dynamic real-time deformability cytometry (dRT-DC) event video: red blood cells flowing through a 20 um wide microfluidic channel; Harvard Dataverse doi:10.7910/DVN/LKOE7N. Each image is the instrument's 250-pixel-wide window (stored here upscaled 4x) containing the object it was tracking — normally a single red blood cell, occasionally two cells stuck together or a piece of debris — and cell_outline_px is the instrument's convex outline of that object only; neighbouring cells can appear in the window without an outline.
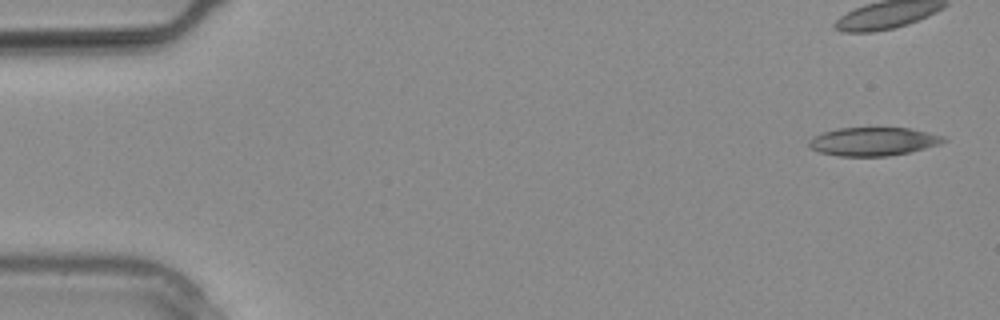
{"species": "common noctule bat (a hibernating species)", "species_latin": "Nyctalus noctula", "temperature_condition": "warm", "stored_images_in_passage": 8, "camera_frame_rate_fps": 3000, "um_per_image_px": 0.085, "animal": {"sex": "male", "body_mass_g": 20.4}, "frame": {"image": 1, "passage_image": 1, "time_ms": 0.0, "image_size_px": [1000, 320], "cell_outline_px": [[948, 140], [940, 144], [908, 152], [888, 156], [836, 156], [820, 152], [812, 148], [808, 144], [808, 140], [812, 136], [836, 128], [908, 128], [944, 136]], "centroid_in_image_um": [74.2, 12.03], "position_along_channel_um": 10.8, "area_um2": 22.2}}